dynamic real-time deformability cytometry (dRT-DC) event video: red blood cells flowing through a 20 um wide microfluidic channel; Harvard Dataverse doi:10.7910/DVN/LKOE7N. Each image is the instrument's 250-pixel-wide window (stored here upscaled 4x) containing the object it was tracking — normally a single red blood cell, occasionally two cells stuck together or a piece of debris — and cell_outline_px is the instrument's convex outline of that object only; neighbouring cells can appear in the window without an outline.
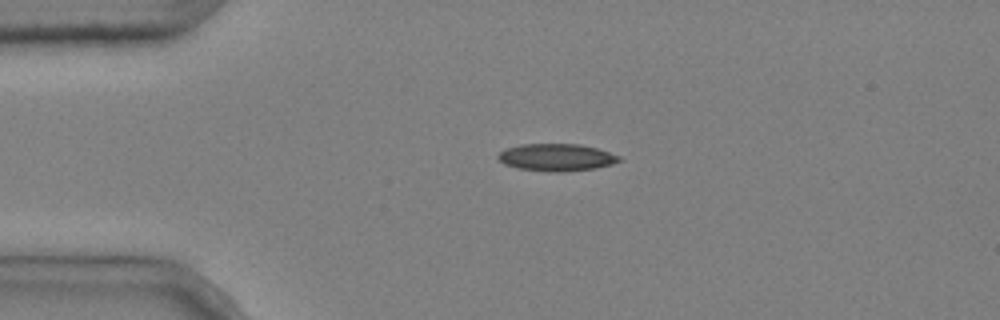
{"species": "common noctule bat (a hibernating species)", "species_latin": "Nyctalus noctula", "temperature_condition": "cold", "stored_images_in_passage": 4, "camera_frame_rate_fps": 3000, "um_per_image_px": 0.085, "animal": {"sex": "male", "body_mass_g": 20.4}, "frame": {"image": 1, "passage_image": 3, "time_ms": 0.667, "image_size_px": [1000, 320], "cell_outline_px": [[624, 160], [612, 164], [596, 168], [564, 172], [552, 172], [516, 168], [504, 164], [496, 156], [504, 148], [520, 144], [580, 144], [596, 148], [620, 156]], "centroid_in_image_um": [47.29, 13.38], "position_along_channel_um": 37.7, "area_um2": 19.42}}